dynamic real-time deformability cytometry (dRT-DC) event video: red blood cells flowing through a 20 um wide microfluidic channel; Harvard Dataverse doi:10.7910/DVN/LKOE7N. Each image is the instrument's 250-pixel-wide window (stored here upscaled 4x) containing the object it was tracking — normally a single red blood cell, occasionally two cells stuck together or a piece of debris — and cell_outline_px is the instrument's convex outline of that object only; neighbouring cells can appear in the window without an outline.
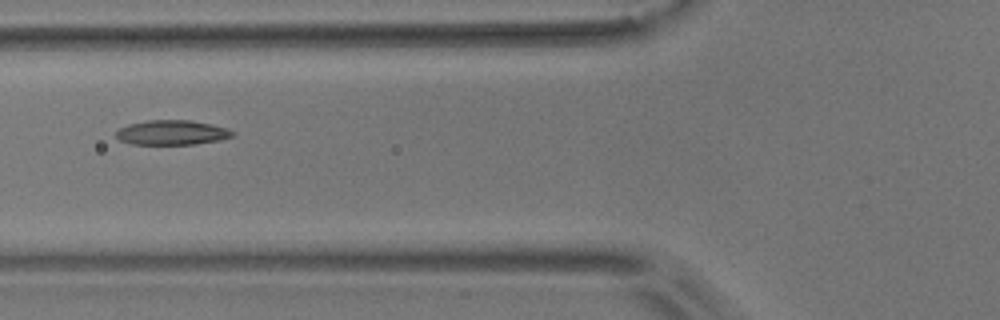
{"species": "common noctule bat (a hibernating species)", "species_latin": "Nyctalus noctula", "temperature_condition": "room temperature", "stored_images_in_passage": 14, "camera_frame_rate_fps": 3000, "um_per_image_px": 0.085, "animal": {"sex": "male", "body_mass_g": 17.9}, "frame": {"image": 1, "passage_image": 5, "time_ms": 6.333, "image_size_px": [1000, 320], "cell_outline_px": [[236, 132], [232, 136], [220, 140], [196, 144], [132, 144], [120, 140], [116, 136], [116, 132], [120, 128], [128, 124], [148, 120], [192, 120], [212, 124], [228, 128]], "centroid_in_image_um": [14.65, 11.26], "position_along_channel_um": 111.2, "area_um2": 16.82}}
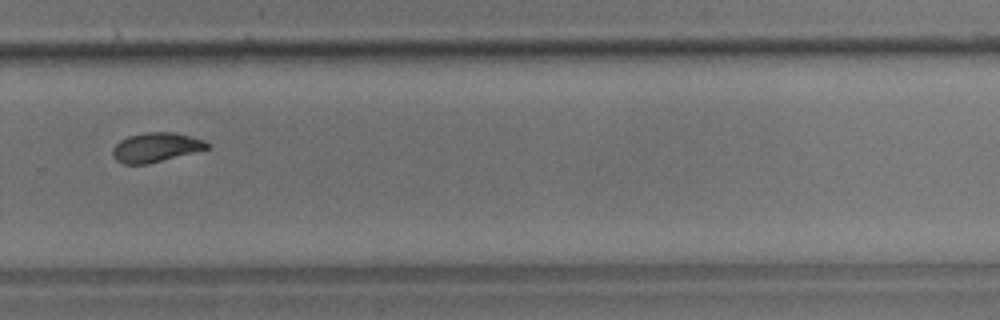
{"frame": {"image": 2, "passage_image": 10, "time_ms": 12.0, "image_size_px": [1000, 320], "cell_outline_px": [[212, 148], [148, 164], [124, 164], [116, 160], [112, 156], [112, 148], [120, 140], [128, 136], [144, 132], [176, 132], [204, 140], [212, 144]], "centroid_in_image_um": [13.29, 12.52], "position_along_channel_um": 316.5, "area_um2": 16.47}}
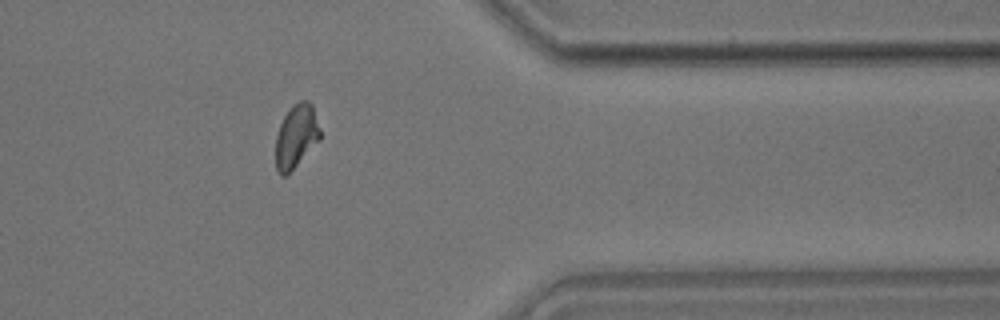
{"frame": {"image": 3, "passage_image": 12, "time_ms": 14.333, "image_size_px": [1000, 320], "cell_outline_px": [[320, 140], [288, 176], [280, 176], [276, 168], [276, 136], [280, 124], [284, 116], [292, 104], [300, 100], [308, 100], [312, 104], [320, 128]], "centroid_in_image_um": [25.18, 11.6], "position_along_channel_um": 386.2, "area_um2": 16.76}, "authors_computed_cell_mechanics": {"area_um2": 16.7042, "velocity_mm_per_s": 3.6331, "shape_relaxation_time_tau1_ms": 5.7191, "shape_relaxation_time_tau2_ms": 1.7204, "deformation_change_tau1": 0.1508, "deformation_change_tau2": 0.047}}